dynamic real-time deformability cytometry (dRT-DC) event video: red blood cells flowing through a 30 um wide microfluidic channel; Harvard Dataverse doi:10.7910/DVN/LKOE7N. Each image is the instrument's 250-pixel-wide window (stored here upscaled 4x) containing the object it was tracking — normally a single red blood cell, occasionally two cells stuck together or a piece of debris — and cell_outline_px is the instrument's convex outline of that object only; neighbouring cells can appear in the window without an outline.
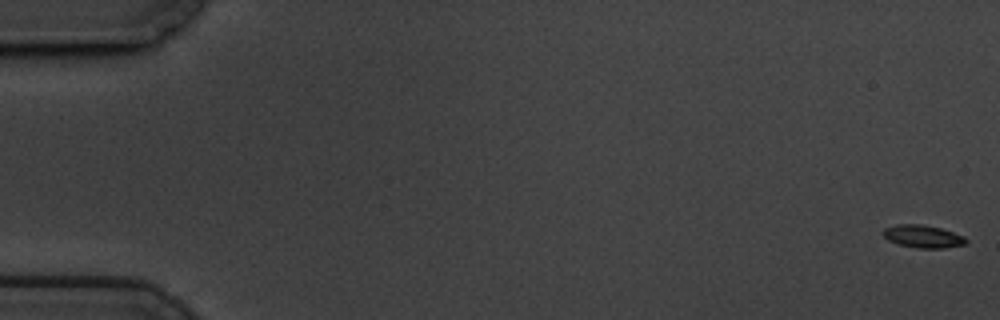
{"species": "common noctule bat (a hibernating species)", "species_latin": "Nyctalus noctula", "temperature_condition": "cold", "stored_images_in_passage": 60, "camera_frame_rate_fps": 3000, "um_per_image_px": 0.085, "animal": {"sex": "male", "body_mass_g": 19.5, "forearm_length_mm": 54.6}, "frame": {"image": 1, "passage_image": 1, "time_ms": 0.0, "image_size_px": [1000, 320], "cell_outline_px": [[968, 240], [964, 244], [944, 248], [916, 248], [900, 244], [888, 240], [880, 232], [884, 228], [896, 224], [924, 224], [940, 228], [964, 236]], "centroid_in_image_um": [78.41, 20.08], "position_along_channel_um": 6.6, "area_um2": 10.98}}
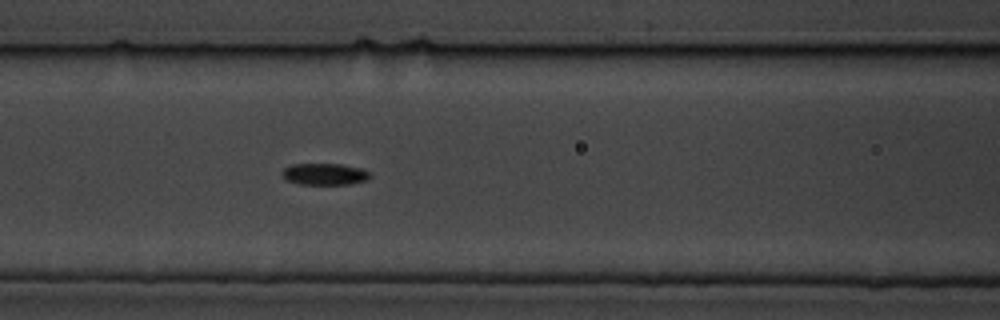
{"frame": {"image": 2, "passage_image": 26, "time_ms": 8.333, "image_size_px": [1000, 320], "cell_outline_px": [[372, 176], [368, 180], [348, 184], [300, 184], [284, 180], [280, 172], [284, 168], [292, 164], [340, 164], [360, 168], [372, 172]], "centroid_in_image_um": [27.59, 14.8], "position_along_channel_um": 139.0, "area_um2": 11.27}}
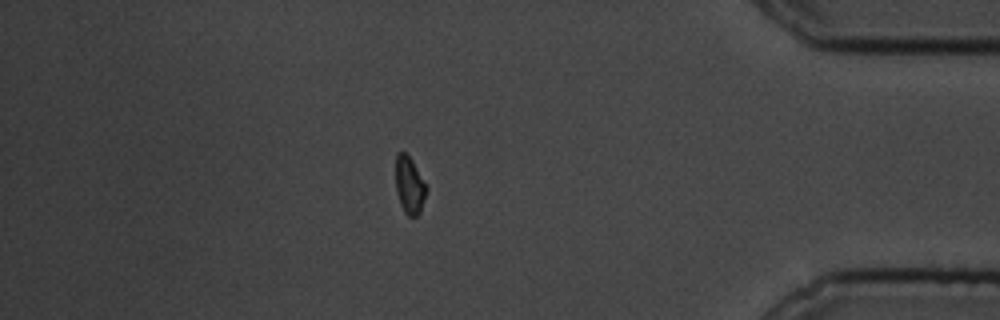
{"frame": {"image": 3, "passage_image": 52, "time_ms": 17.0, "image_size_px": [1000, 320], "cell_outline_px": [[428, 188], [420, 212], [416, 216], [408, 216], [404, 212], [400, 204], [396, 192], [396, 152], [404, 152], [412, 160]], "centroid_in_image_um": [34.8, 15.76], "position_along_channel_um": 400.4, "area_um2": 10.23}}